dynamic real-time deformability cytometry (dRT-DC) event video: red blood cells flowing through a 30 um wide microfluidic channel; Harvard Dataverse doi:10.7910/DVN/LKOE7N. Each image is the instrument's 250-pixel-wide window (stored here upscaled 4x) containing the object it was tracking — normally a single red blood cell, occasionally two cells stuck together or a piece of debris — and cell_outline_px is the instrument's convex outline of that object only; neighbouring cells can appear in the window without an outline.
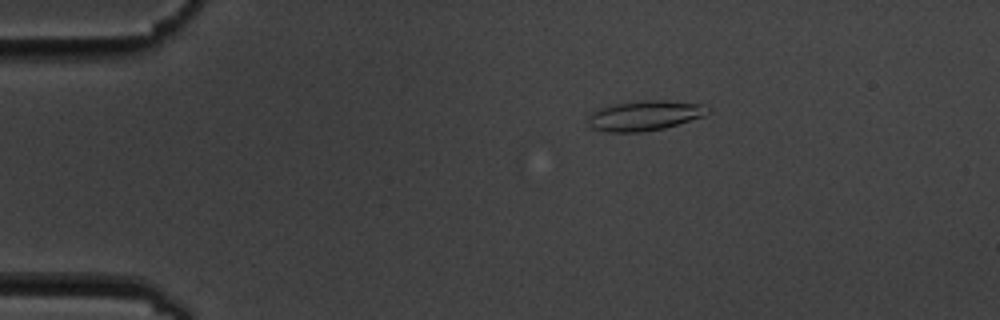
{"species": "common noctule bat (a hibernating species)", "species_latin": "Nyctalus noctula", "temperature_condition": "cold", "stored_images_in_passage": 7, "camera_frame_rate_fps": 3000, "um_per_image_px": 0.085, "animal": {"sex": "male", "body_mass_g": 19.5, "forearm_length_mm": 54.6}, "frame": {"image": 1, "passage_image": 3, "time_ms": 3.333, "image_size_px": [1000, 320], "cell_outline_px": [[712, 112], [704, 116], [664, 128], [640, 132], [608, 132], [592, 128], [588, 124], [588, 116], [596, 108], [616, 104], [644, 100], [664, 100], [704, 104]], "centroid_in_image_um": [54.8, 9.82], "position_along_channel_um": 30.2, "area_um2": 20.98}}
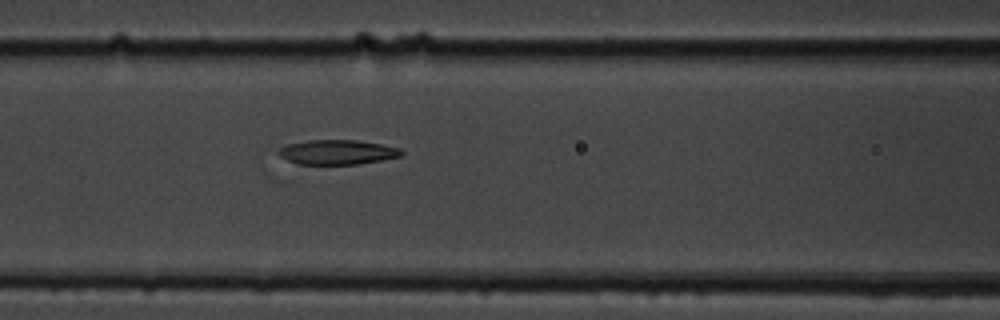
{"frame": {"image": 2, "passage_image": 7, "time_ms": 8.0, "image_size_px": [1000, 320], "cell_outline_px": [[404, 152], [400, 156], [380, 160], [356, 164], [296, 164], [280, 156], [280, 148], [288, 144], [308, 140], [356, 140], [380, 144], [400, 148]], "centroid_in_image_um": [28.68, 12.93], "position_along_channel_um": 137.9, "area_um2": 17.4}}